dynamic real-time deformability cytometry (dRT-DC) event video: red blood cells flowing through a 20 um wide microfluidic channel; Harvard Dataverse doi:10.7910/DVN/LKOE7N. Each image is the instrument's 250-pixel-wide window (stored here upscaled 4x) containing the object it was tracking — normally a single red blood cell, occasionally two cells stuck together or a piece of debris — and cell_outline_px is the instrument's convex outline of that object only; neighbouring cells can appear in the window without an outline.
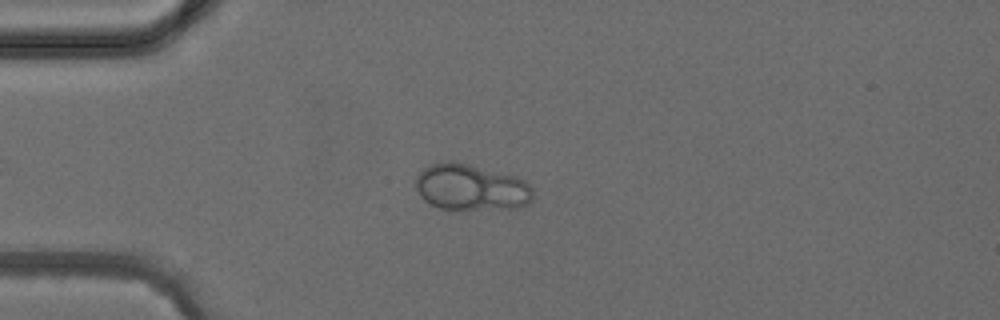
{"species": "common noctule bat (a hibernating species)", "species_latin": "Nyctalus noctula", "temperature_condition": "cold", "stored_images_in_passage": 3, "camera_frame_rate_fps": 3000, "um_per_image_px": 0.085, "animal": {"sex": "female", "body_mass_g": 24.6, "forearm_length_mm": 56.2}, "frame": {"image": 1, "passage_image": 3, "time_ms": 2.333, "image_size_px": [1000, 320], "cell_outline_px": [[532, 200], [528, 204], [516, 208], [440, 208], [424, 200], [416, 188], [416, 176], [424, 168], [432, 164], [448, 160], [452, 160], [516, 176], [524, 180], [532, 188]], "centroid_in_image_um": [40.04, 15.9], "position_along_channel_um": 45.0, "area_um2": 31.21}}